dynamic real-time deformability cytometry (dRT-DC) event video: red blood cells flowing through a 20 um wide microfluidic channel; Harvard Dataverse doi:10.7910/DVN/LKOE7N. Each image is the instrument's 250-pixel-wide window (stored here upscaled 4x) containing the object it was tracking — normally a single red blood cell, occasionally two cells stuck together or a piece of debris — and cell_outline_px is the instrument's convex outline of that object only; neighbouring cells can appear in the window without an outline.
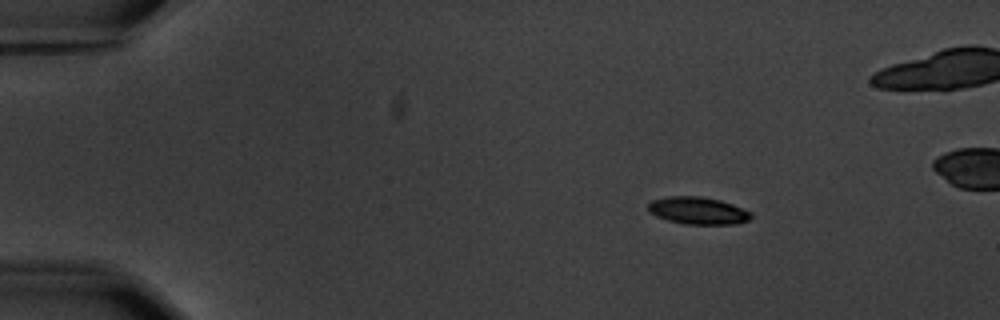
{"species": "common noctule bat (a hibernating species)", "species_latin": "Nyctalus noctula", "temperature_condition": "warm", "stored_images_in_passage": 5, "camera_frame_rate_fps": 3000, "um_per_image_px": 0.085, "animal": {"sex": "male", "body_mass_g": 20.1, "forearm_length_mm": 53.5}, "frame": {"image": 1, "passage_image": 2, "time_ms": 1.333, "image_size_px": [1000, 320], "cell_outline_px": [[752, 216], [748, 220], [736, 224], [684, 224], [668, 220], [656, 216], [648, 212], [648, 204], [652, 200], [668, 196], [700, 196], [720, 200], [732, 204], [752, 212]], "centroid_in_image_um": [59.31, 17.9], "position_along_channel_um": 25.7, "area_um2": 16.42}}